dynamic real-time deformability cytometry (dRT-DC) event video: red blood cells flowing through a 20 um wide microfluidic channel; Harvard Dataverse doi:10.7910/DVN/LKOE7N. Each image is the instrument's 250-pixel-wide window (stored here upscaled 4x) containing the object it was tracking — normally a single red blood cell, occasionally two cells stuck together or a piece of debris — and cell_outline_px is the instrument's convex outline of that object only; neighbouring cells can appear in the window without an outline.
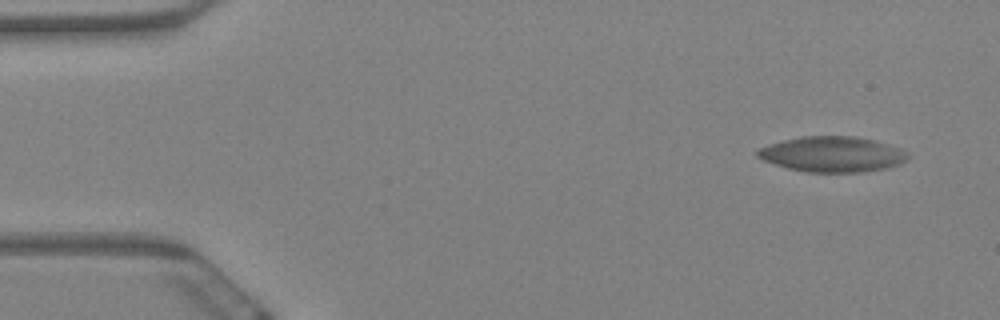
{"species": "Egyptian fruit bat (a non-hibernating species)", "species_latin": "Rousettus aegyptiacus", "temperature_condition": "warm", "stored_images_in_passage": 5, "camera_frame_rate_fps": 3000, "um_per_image_px": 0.085, "animal": {"sex": "female"}, "frame": {"image": 1, "passage_image": 1, "time_ms": 0.0, "image_size_px": [1000, 320], "cell_outline_px": [[912, 156], [888, 168], [860, 172], [804, 172], [788, 168], [764, 160], [756, 156], [756, 152], [760, 148], [768, 144], [800, 136], [852, 136], [872, 140], [900, 148], [908, 152]], "centroid_in_image_um": [70.74, 13.11], "position_along_channel_um": 14.3, "area_um2": 30.87}}
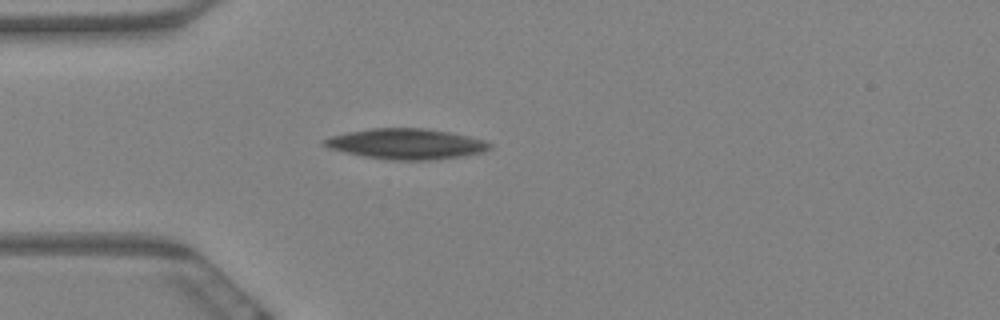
{"frame": {"image": 2, "passage_image": 5, "time_ms": 1.333, "image_size_px": [1000, 320], "cell_outline_px": [[492, 148], [484, 152], [464, 156], [432, 160], [392, 160], [364, 156], [344, 152], [328, 148], [320, 144], [324, 140], [332, 136], [348, 132], [372, 128], [424, 128], [448, 132], [468, 136], [484, 140], [492, 144]], "centroid_in_image_um": [34.55, 12.24], "position_along_channel_um": 50.4, "area_um2": 29.42}}